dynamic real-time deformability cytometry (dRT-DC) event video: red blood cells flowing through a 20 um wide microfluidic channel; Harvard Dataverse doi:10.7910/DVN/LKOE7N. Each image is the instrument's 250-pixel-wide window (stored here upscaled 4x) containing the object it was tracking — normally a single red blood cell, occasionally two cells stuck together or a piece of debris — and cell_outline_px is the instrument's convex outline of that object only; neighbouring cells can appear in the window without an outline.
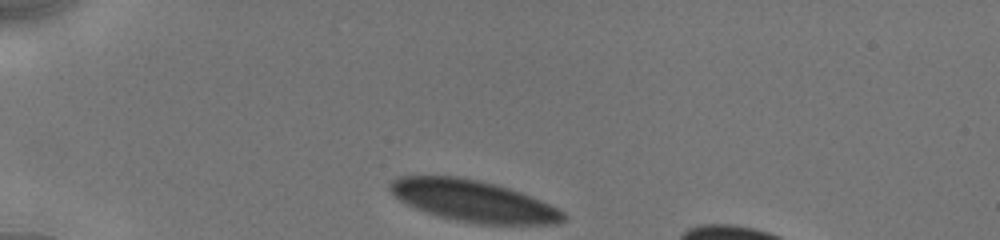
{"species": "human", "species_latin": "Homo sapiens", "temperature_condition": "cold", "stored_images_in_passage": 17, "camera_frame_rate_fps": 3000, "um_per_image_px": 0.085, "donor": {"sex": "male"}, "frame": {"image": 1, "passage_image": 1, "time_ms": 0.0, "image_size_px": [1000, 240], "cell_outline_px": [[568, 220], [560, 224], [476, 224], [456, 220], [440, 216], [416, 208], [400, 200], [388, 188], [388, 184], [392, 180], [400, 176], [456, 176], [496, 184], [520, 192], [540, 200], [564, 212], [568, 216]], "centroid_in_image_um": [40.27, 17.09], "position_along_channel_um": 44.7, "area_um2": 41.62}}
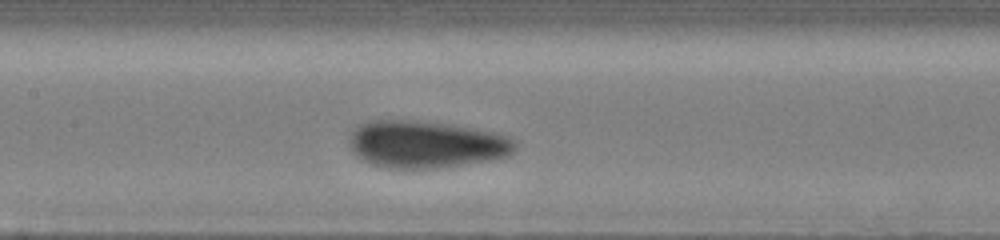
{"frame": {"image": 2, "passage_image": 11, "time_ms": 4.333, "image_size_px": [1000, 240], "cell_outline_px": [[516, 148], [508, 156], [488, 160], [436, 168], [384, 168], [372, 164], [356, 156], [352, 152], [348, 140], [348, 136], [360, 124], [372, 120], [416, 120], [476, 128], [508, 136], [516, 144]], "centroid_in_image_um": [36.17, 12.26], "position_along_channel_um": 171.2, "area_um2": 45.55}}
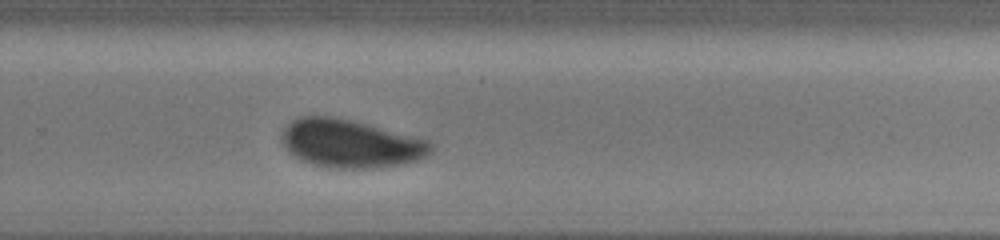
{"frame": {"image": 3, "passage_image": 17, "time_ms": 7.667, "image_size_px": [1000, 240], "cell_outline_px": [[432, 152], [416, 160], [380, 168], [328, 168], [304, 160], [288, 152], [280, 140], [280, 136], [284, 128], [292, 120], [300, 116], [332, 116], [352, 120], [416, 136], [428, 140], [432, 144]], "centroid_in_image_um": [29.77, 12.19], "position_along_channel_um": 300.0, "area_um2": 41.79}}